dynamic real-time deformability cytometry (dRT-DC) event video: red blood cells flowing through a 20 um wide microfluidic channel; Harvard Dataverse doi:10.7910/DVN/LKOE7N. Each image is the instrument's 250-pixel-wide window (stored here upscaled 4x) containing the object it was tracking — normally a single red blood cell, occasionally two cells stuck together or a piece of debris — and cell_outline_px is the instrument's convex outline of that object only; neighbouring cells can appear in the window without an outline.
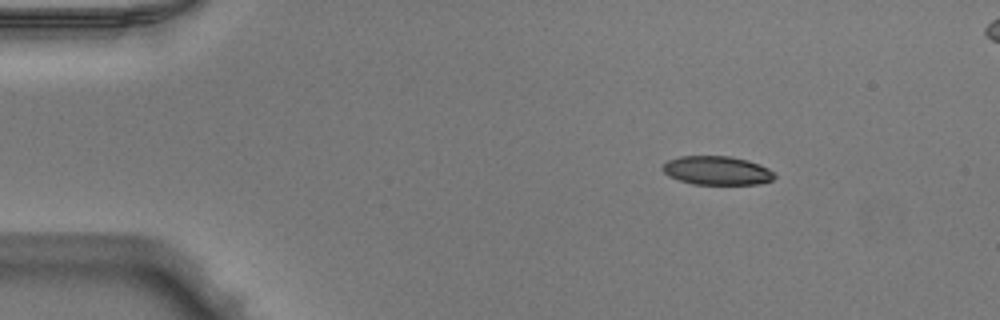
{"species": "Egyptian fruit bat (a non-hibernating species)", "species_latin": "Rousettus aegyptiacus", "temperature_condition": "warm", "stored_images_in_passage": 45, "segment_of_instrument_passage": [1, 2], "camera_frame_rate_fps": 3000, "um_per_image_px": 0.085, "animal": {"sex": "male"}, "frame": {"image": 1, "passage_image": 1, "time_ms": 0.0, "image_size_px": [1000, 320], "cell_outline_px": [[776, 176], [772, 180], [760, 184], [692, 184], [668, 176], [660, 168], [668, 160], [680, 156], [728, 156], [748, 160], [760, 164], [768, 168]], "centroid_in_image_um": [60.93, 14.49], "position_along_channel_um": 24.1, "area_um2": 18.79}}
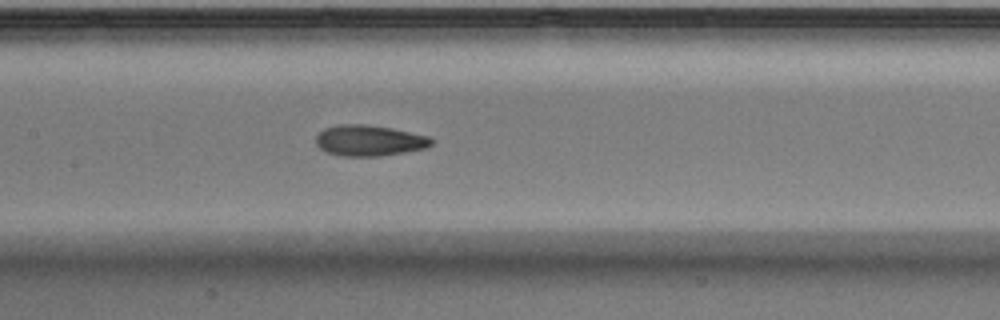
{"frame": {"image": 2, "passage_image": 18, "time_ms": 5.667, "image_size_px": [1000, 320], "cell_outline_px": [[432, 144], [424, 148], [404, 152], [376, 156], [344, 156], [328, 152], [320, 148], [316, 144], [316, 136], [324, 128], [336, 124], [368, 124], [392, 128], [428, 136], [432, 140]], "centroid_in_image_um": [31.35, 11.93], "position_along_channel_um": 176.0, "area_um2": 20.63}}
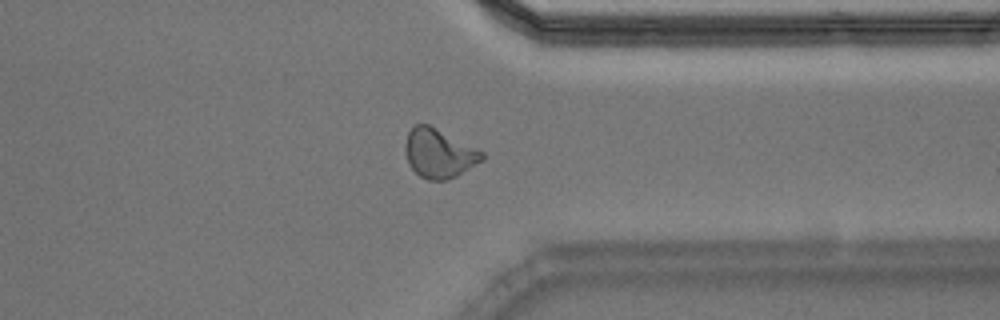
{"frame": {"image": 3, "passage_image": 33, "time_ms": 10.667, "image_size_px": [1000, 320], "cell_outline_px": [[484, 160], [456, 176], [444, 180], [428, 180], [420, 176], [408, 164], [404, 152], [404, 144], [408, 132], [416, 124], [428, 124], [484, 152]], "centroid_in_image_um": [37.29, 13.04], "position_along_channel_um": 374.1, "area_um2": 21.85}}